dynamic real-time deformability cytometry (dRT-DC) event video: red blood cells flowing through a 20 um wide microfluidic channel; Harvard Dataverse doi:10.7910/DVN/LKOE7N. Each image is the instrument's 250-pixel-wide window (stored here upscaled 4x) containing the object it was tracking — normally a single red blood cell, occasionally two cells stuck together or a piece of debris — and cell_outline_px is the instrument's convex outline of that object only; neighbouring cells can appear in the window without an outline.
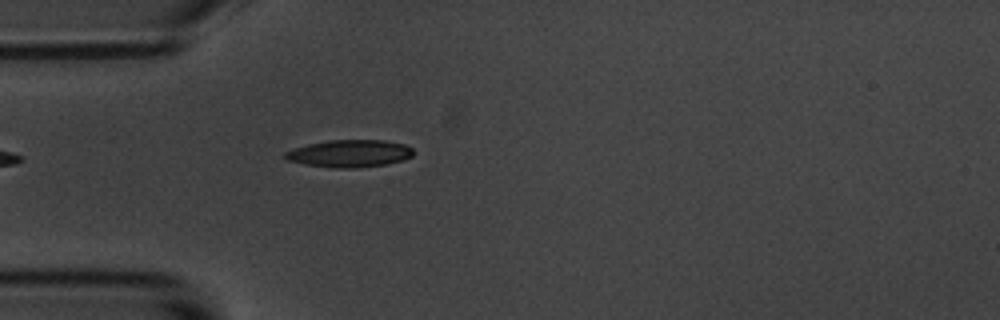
{"species": "common noctule bat (a hibernating species)", "species_latin": "Nyctalus noctula", "temperature_condition": "room temperature", "stored_images_in_passage": 1, "camera_frame_rate_fps": 3000, "um_per_image_px": 0.085, "animal": {"sex": "male", "body_mass_g": 20.1, "forearm_length_mm": 53.5}, "frame": {"image": 1, "passage_image": 1, "time_ms": 0.0, "image_size_px": [1000, 320], "cell_outline_px": [[412, 156], [404, 160], [384, 164], [356, 168], [332, 168], [304, 164], [284, 160], [284, 152], [308, 144], [328, 140], [384, 140], [404, 144], [412, 148]], "centroid_in_image_um": [29.68, 13.05], "position_along_channel_um": 55.3, "area_um2": 20.46}}